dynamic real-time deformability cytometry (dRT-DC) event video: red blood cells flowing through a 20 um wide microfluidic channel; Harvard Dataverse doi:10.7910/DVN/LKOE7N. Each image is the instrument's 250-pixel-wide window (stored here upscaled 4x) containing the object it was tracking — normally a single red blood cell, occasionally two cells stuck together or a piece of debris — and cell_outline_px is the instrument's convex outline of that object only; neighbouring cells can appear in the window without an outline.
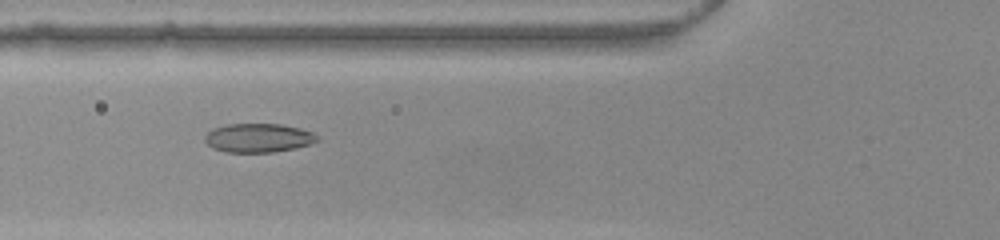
{"species": "common noctule bat (a hibernating species)", "species_latin": "Nyctalus noctula", "temperature_condition": "warm", "stored_images_in_passage": 38, "camera_frame_rate_fps": 3000, "um_per_image_px": 0.085, "animal": {"sex": "female", "body_mass_g": 22.0, "forearm_length_mm": 56.7}, "frame": {"image": 1, "passage_image": 5, "time_ms": 1.333, "image_size_px": [1000, 240], "cell_outline_px": [[320, 140], [296, 148], [272, 152], [224, 152], [212, 148], [204, 140], [204, 136], [212, 128], [228, 124], [280, 124], [300, 128], [312, 132]], "centroid_in_image_um": [21.92, 11.72], "position_along_channel_um": 103.9, "area_um2": 18.9}}
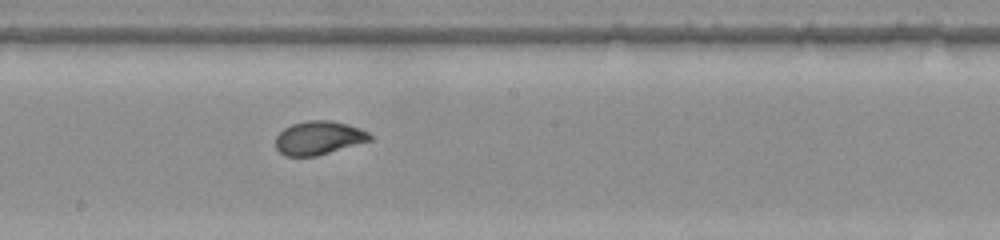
{"frame": {"image": 2, "passage_image": 14, "time_ms": 4.333, "image_size_px": [1000, 240], "cell_outline_px": [[372, 140], [316, 156], [284, 156], [276, 148], [276, 136], [284, 128], [292, 124], [308, 120], [332, 120], [348, 124], [360, 128], [368, 132], [372, 136]], "centroid_in_image_um": [27.09, 11.71], "position_along_channel_um": 221.1, "area_um2": 18.5}}
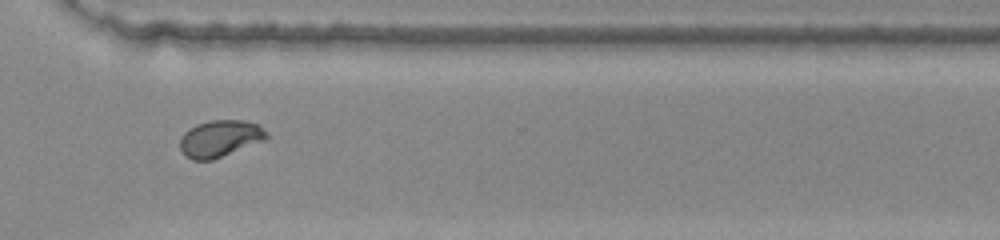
{"frame": {"image": 3, "passage_image": 24, "time_ms": 7.667, "image_size_px": [1000, 240], "cell_outline_px": [[268, 140], [212, 160], [192, 160], [184, 156], [180, 148], [180, 136], [188, 128], [196, 124], [212, 120], [244, 120], [260, 124], [268, 132]], "centroid_in_image_um": [18.73, 11.77], "position_along_channel_um": 351.9, "area_um2": 19.07}, "authors_computed_cell_mechanics": {"area_um2": 18.6983, "velocity_mm_per_s": 3.9118, "shape_relaxation_time_tau1_ms": 5.2654, "shape_relaxation_time_tau2_ms": null, "deformation_change_tau1": 0.1867, "deformation_change_tau2": null}}